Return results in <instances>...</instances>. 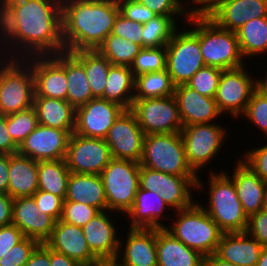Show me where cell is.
<instances>
[{"mask_svg": "<svg viewBox=\"0 0 267 266\" xmlns=\"http://www.w3.org/2000/svg\"><path fill=\"white\" fill-rule=\"evenodd\" d=\"M6 1L18 18L17 59L65 51L61 0Z\"/></svg>", "mask_w": 267, "mask_h": 266, "instance_id": "6da1fadb", "label": "cell"}, {"mask_svg": "<svg viewBox=\"0 0 267 266\" xmlns=\"http://www.w3.org/2000/svg\"><path fill=\"white\" fill-rule=\"evenodd\" d=\"M65 51L97 50L120 13L117 0H61Z\"/></svg>", "mask_w": 267, "mask_h": 266, "instance_id": "7a4b0ae2", "label": "cell"}, {"mask_svg": "<svg viewBox=\"0 0 267 266\" xmlns=\"http://www.w3.org/2000/svg\"><path fill=\"white\" fill-rule=\"evenodd\" d=\"M186 22L199 38L205 66L226 70L245 65L236 32L219 27L209 17H191Z\"/></svg>", "mask_w": 267, "mask_h": 266, "instance_id": "3957f363", "label": "cell"}, {"mask_svg": "<svg viewBox=\"0 0 267 266\" xmlns=\"http://www.w3.org/2000/svg\"><path fill=\"white\" fill-rule=\"evenodd\" d=\"M210 171L207 208L203 209L223 233L246 232L248 216L237 196L233 180L222 170Z\"/></svg>", "mask_w": 267, "mask_h": 266, "instance_id": "277c9868", "label": "cell"}, {"mask_svg": "<svg viewBox=\"0 0 267 266\" xmlns=\"http://www.w3.org/2000/svg\"><path fill=\"white\" fill-rule=\"evenodd\" d=\"M177 213L179 218L164 229L202 256L214 254L223 232L199 202L177 210Z\"/></svg>", "mask_w": 267, "mask_h": 266, "instance_id": "5b68a950", "label": "cell"}, {"mask_svg": "<svg viewBox=\"0 0 267 266\" xmlns=\"http://www.w3.org/2000/svg\"><path fill=\"white\" fill-rule=\"evenodd\" d=\"M140 166L183 177H198L189 166L181 133L145 135Z\"/></svg>", "mask_w": 267, "mask_h": 266, "instance_id": "8992f818", "label": "cell"}, {"mask_svg": "<svg viewBox=\"0 0 267 266\" xmlns=\"http://www.w3.org/2000/svg\"><path fill=\"white\" fill-rule=\"evenodd\" d=\"M0 60V114L6 116L32 107L35 89L31 65L25 59Z\"/></svg>", "mask_w": 267, "mask_h": 266, "instance_id": "52a82bcc", "label": "cell"}, {"mask_svg": "<svg viewBox=\"0 0 267 266\" xmlns=\"http://www.w3.org/2000/svg\"><path fill=\"white\" fill-rule=\"evenodd\" d=\"M139 170L138 162L114 158L102 170L107 210L126 216L139 188Z\"/></svg>", "mask_w": 267, "mask_h": 266, "instance_id": "ba28073f", "label": "cell"}, {"mask_svg": "<svg viewBox=\"0 0 267 266\" xmlns=\"http://www.w3.org/2000/svg\"><path fill=\"white\" fill-rule=\"evenodd\" d=\"M178 30L166 46V70L175 86L186 84L205 66L199 38L190 29Z\"/></svg>", "mask_w": 267, "mask_h": 266, "instance_id": "9c48e42d", "label": "cell"}, {"mask_svg": "<svg viewBox=\"0 0 267 266\" xmlns=\"http://www.w3.org/2000/svg\"><path fill=\"white\" fill-rule=\"evenodd\" d=\"M227 130L218 123H201L184 126L181 138L186 159L192 170L198 174L203 166L211 163L224 144Z\"/></svg>", "mask_w": 267, "mask_h": 266, "instance_id": "30bf717a", "label": "cell"}, {"mask_svg": "<svg viewBox=\"0 0 267 266\" xmlns=\"http://www.w3.org/2000/svg\"><path fill=\"white\" fill-rule=\"evenodd\" d=\"M131 111L145 133H180L183 122L174 95L169 97L134 99Z\"/></svg>", "mask_w": 267, "mask_h": 266, "instance_id": "8fae6325", "label": "cell"}, {"mask_svg": "<svg viewBox=\"0 0 267 266\" xmlns=\"http://www.w3.org/2000/svg\"><path fill=\"white\" fill-rule=\"evenodd\" d=\"M247 71L244 65L222 71L214 97L222 114L228 112L234 119L244 117L242 114L247 108L252 93L257 89V80Z\"/></svg>", "mask_w": 267, "mask_h": 266, "instance_id": "7c38bea8", "label": "cell"}, {"mask_svg": "<svg viewBox=\"0 0 267 266\" xmlns=\"http://www.w3.org/2000/svg\"><path fill=\"white\" fill-rule=\"evenodd\" d=\"M112 159L105 139L71 134L65 158L70 172L100 175Z\"/></svg>", "mask_w": 267, "mask_h": 266, "instance_id": "4fadbf2b", "label": "cell"}, {"mask_svg": "<svg viewBox=\"0 0 267 266\" xmlns=\"http://www.w3.org/2000/svg\"><path fill=\"white\" fill-rule=\"evenodd\" d=\"M145 133L138 124L135 114L125 110L110 127L105 141L112 158L140 161Z\"/></svg>", "mask_w": 267, "mask_h": 266, "instance_id": "5bb4252c", "label": "cell"}, {"mask_svg": "<svg viewBox=\"0 0 267 266\" xmlns=\"http://www.w3.org/2000/svg\"><path fill=\"white\" fill-rule=\"evenodd\" d=\"M126 109L102 98H93L76 108L74 133L84 137L105 139L114 121Z\"/></svg>", "mask_w": 267, "mask_h": 266, "instance_id": "9a60e30c", "label": "cell"}, {"mask_svg": "<svg viewBox=\"0 0 267 266\" xmlns=\"http://www.w3.org/2000/svg\"><path fill=\"white\" fill-rule=\"evenodd\" d=\"M74 131L39 124L18 147V153L35 161L66 158L68 141Z\"/></svg>", "mask_w": 267, "mask_h": 266, "instance_id": "2e32d148", "label": "cell"}, {"mask_svg": "<svg viewBox=\"0 0 267 266\" xmlns=\"http://www.w3.org/2000/svg\"><path fill=\"white\" fill-rule=\"evenodd\" d=\"M34 75V97L67 100L66 67L54 56L25 58Z\"/></svg>", "mask_w": 267, "mask_h": 266, "instance_id": "e0dca14e", "label": "cell"}, {"mask_svg": "<svg viewBox=\"0 0 267 266\" xmlns=\"http://www.w3.org/2000/svg\"><path fill=\"white\" fill-rule=\"evenodd\" d=\"M45 244L50 249L79 262L82 266H92L101 262L88 247L82 227L60 219L55 222L52 234Z\"/></svg>", "mask_w": 267, "mask_h": 266, "instance_id": "ac0fdd59", "label": "cell"}, {"mask_svg": "<svg viewBox=\"0 0 267 266\" xmlns=\"http://www.w3.org/2000/svg\"><path fill=\"white\" fill-rule=\"evenodd\" d=\"M109 210L99 212L86 223L82 229L85 240L91 252L102 262L117 259L120 248V238L117 237V227L109 217Z\"/></svg>", "mask_w": 267, "mask_h": 266, "instance_id": "d6986e66", "label": "cell"}, {"mask_svg": "<svg viewBox=\"0 0 267 266\" xmlns=\"http://www.w3.org/2000/svg\"><path fill=\"white\" fill-rule=\"evenodd\" d=\"M55 220L38 210L32 196L13 199L12 224L16 225L24 237L45 243L51 236Z\"/></svg>", "mask_w": 267, "mask_h": 266, "instance_id": "ffe728a7", "label": "cell"}, {"mask_svg": "<svg viewBox=\"0 0 267 266\" xmlns=\"http://www.w3.org/2000/svg\"><path fill=\"white\" fill-rule=\"evenodd\" d=\"M128 231L125 246L122 245L124 239L120 240L119 252L114 262L119 266H158L156 229L129 228Z\"/></svg>", "mask_w": 267, "mask_h": 266, "instance_id": "44dd1931", "label": "cell"}, {"mask_svg": "<svg viewBox=\"0 0 267 266\" xmlns=\"http://www.w3.org/2000/svg\"><path fill=\"white\" fill-rule=\"evenodd\" d=\"M174 97L177 101L183 127L201 123H214L222 116L215 98L206 97L189 87L187 84L175 86Z\"/></svg>", "mask_w": 267, "mask_h": 266, "instance_id": "7402d4cb", "label": "cell"}, {"mask_svg": "<svg viewBox=\"0 0 267 266\" xmlns=\"http://www.w3.org/2000/svg\"><path fill=\"white\" fill-rule=\"evenodd\" d=\"M208 17L219 27L236 32L252 19L267 17V0H218Z\"/></svg>", "mask_w": 267, "mask_h": 266, "instance_id": "603a6c76", "label": "cell"}, {"mask_svg": "<svg viewBox=\"0 0 267 266\" xmlns=\"http://www.w3.org/2000/svg\"><path fill=\"white\" fill-rule=\"evenodd\" d=\"M263 248L247 232L223 233L214 254L238 266H255Z\"/></svg>", "mask_w": 267, "mask_h": 266, "instance_id": "cb8c5ba5", "label": "cell"}, {"mask_svg": "<svg viewBox=\"0 0 267 266\" xmlns=\"http://www.w3.org/2000/svg\"><path fill=\"white\" fill-rule=\"evenodd\" d=\"M237 161L232 177L226 171L225 173L233 180L243 210L249 217L263 209L265 181L242 159Z\"/></svg>", "mask_w": 267, "mask_h": 266, "instance_id": "d4e9b609", "label": "cell"}, {"mask_svg": "<svg viewBox=\"0 0 267 266\" xmlns=\"http://www.w3.org/2000/svg\"><path fill=\"white\" fill-rule=\"evenodd\" d=\"M169 206L156 192L141 189L137 190L132 208L126 213L130 217L129 228L161 229L165 224L159 220L164 218V209ZM129 215V216H128Z\"/></svg>", "mask_w": 267, "mask_h": 266, "instance_id": "484cf974", "label": "cell"}, {"mask_svg": "<svg viewBox=\"0 0 267 266\" xmlns=\"http://www.w3.org/2000/svg\"><path fill=\"white\" fill-rule=\"evenodd\" d=\"M64 201L86 204L96 208L99 212L106 211L107 200L101 176L71 172Z\"/></svg>", "mask_w": 267, "mask_h": 266, "instance_id": "4316f807", "label": "cell"}, {"mask_svg": "<svg viewBox=\"0 0 267 266\" xmlns=\"http://www.w3.org/2000/svg\"><path fill=\"white\" fill-rule=\"evenodd\" d=\"M156 249L158 266H203L204 256L164 228L156 229Z\"/></svg>", "mask_w": 267, "mask_h": 266, "instance_id": "83f0119b", "label": "cell"}, {"mask_svg": "<svg viewBox=\"0 0 267 266\" xmlns=\"http://www.w3.org/2000/svg\"><path fill=\"white\" fill-rule=\"evenodd\" d=\"M38 191V161L19 153L9 155L10 197L33 196Z\"/></svg>", "mask_w": 267, "mask_h": 266, "instance_id": "f1b7e54d", "label": "cell"}, {"mask_svg": "<svg viewBox=\"0 0 267 266\" xmlns=\"http://www.w3.org/2000/svg\"><path fill=\"white\" fill-rule=\"evenodd\" d=\"M54 56L66 67L67 101L76 109L93 99L84 65L68 51Z\"/></svg>", "mask_w": 267, "mask_h": 266, "instance_id": "f546056e", "label": "cell"}, {"mask_svg": "<svg viewBox=\"0 0 267 266\" xmlns=\"http://www.w3.org/2000/svg\"><path fill=\"white\" fill-rule=\"evenodd\" d=\"M33 107L39 124L60 130L74 131L76 109L67 100L34 97Z\"/></svg>", "mask_w": 267, "mask_h": 266, "instance_id": "4dcf8cb0", "label": "cell"}, {"mask_svg": "<svg viewBox=\"0 0 267 266\" xmlns=\"http://www.w3.org/2000/svg\"><path fill=\"white\" fill-rule=\"evenodd\" d=\"M135 77L131 67L111 65L102 99L131 110L134 101Z\"/></svg>", "mask_w": 267, "mask_h": 266, "instance_id": "1f68e13d", "label": "cell"}, {"mask_svg": "<svg viewBox=\"0 0 267 266\" xmlns=\"http://www.w3.org/2000/svg\"><path fill=\"white\" fill-rule=\"evenodd\" d=\"M201 177H183L164 173L163 192L158 195L175 211L191 206L193 201L192 191L204 188ZM192 188V189H191ZM191 189V190H190Z\"/></svg>", "mask_w": 267, "mask_h": 266, "instance_id": "d6a6232c", "label": "cell"}, {"mask_svg": "<svg viewBox=\"0 0 267 266\" xmlns=\"http://www.w3.org/2000/svg\"><path fill=\"white\" fill-rule=\"evenodd\" d=\"M70 173L65 159L38 161V190L65 200Z\"/></svg>", "mask_w": 267, "mask_h": 266, "instance_id": "836d02e7", "label": "cell"}, {"mask_svg": "<svg viewBox=\"0 0 267 266\" xmlns=\"http://www.w3.org/2000/svg\"><path fill=\"white\" fill-rule=\"evenodd\" d=\"M71 53L84 65L92 96L101 98L111 62L97 50H80Z\"/></svg>", "mask_w": 267, "mask_h": 266, "instance_id": "e575fe53", "label": "cell"}, {"mask_svg": "<svg viewBox=\"0 0 267 266\" xmlns=\"http://www.w3.org/2000/svg\"><path fill=\"white\" fill-rule=\"evenodd\" d=\"M236 35L243 58L267 54V17L246 22Z\"/></svg>", "mask_w": 267, "mask_h": 266, "instance_id": "d590c367", "label": "cell"}, {"mask_svg": "<svg viewBox=\"0 0 267 266\" xmlns=\"http://www.w3.org/2000/svg\"><path fill=\"white\" fill-rule=\"evenodd\" d=\"M174 89L166 69L144 73L135 77L134 99L169 97L174 95Z\"/></svg>", "mask_w": 267, "mask_h": 266, "instance_id": "8d00e7d4", "label": "cell"}, {"mask_svg": "<svg viewBox=\"0 0 267 266\" xmlns=\"http://www.w3.org/2000/svg\"><path fill=\"white\" fill-rule=\"evenodd\" d=\"M141 49L140 45L110 33L97 51L112 65L131 67Z\"/></svg>", "mask_w": 267, "mask_h": 266, "instance_id": "74e56055", "label": "cell"}, {"mask_svg": "<svg viewBox=\"0 0 267 266\" xmlns=\"http://www.w3.org/2000/svg\"><path fill=\"white\" fill-rule=\"evenodd\" d=\"M176 19L157 15L142 24V48L166 47L178 29Z\"/></svg>", "mask_w": 267, "mask_h": 266, "instance_id": "f35d334b", "label": "cell"}, {"mask_svg": "<svg viewBox=\"0 0 267 266\" xmlns=\"http://www.w3.org/2000/svg\"><path fill=\"white\" fill-rule=\"evenodd\" d=\"M17 27H18V18L15 14L13 7L6 0H1L0 1V31H1L0 32V43L1 42L2 43L0 47L4 49L2 50L0 48L1 50L0 54L2 52L4 58L17 59ZM3 44H5V46ZM3 51L6 55L3 53ZM2 54L0 55V58H2Z\"/></svg>", "mask_w": 267, "mask_h": 266, "instance_id": "ab89813d", "label": "cell"}, {"mask_svg": "<svg viewBox=\"0 0 267 266\" xmlns=\"http://www.w3.org/2000/svg\"><path fill=\"white\" fill-rule=\"evenodd\" d=\"M39 125L34 107L6 115V126L12 140L20 146L25 138Z\"/></svg>", "mask_w": 267, "mask_h": 266, "instance_id": "60d3db41", "label": "cell"}, {"mask_svg": "<svg viewBox=\"0 0 267 266\" xmlns=\"http://www.w3.org/2000/svg\"><path fill=\"white\" fill-rule=\"evenodd\" d=\"M164 69H166V47L142 48L131 65L134 77Z\"/></svg>", "mask_w": 267, "mask_h": 266, "instance_id": "b9f144b4", "label": "cell"}, {"mask_svg": "<svg viewBox=\"0 0 267 266\" xmlns=\"http://www.w3.org/2000/svg\"><path fill=\"white\" fill-rule=\"evenodd\" d=\"M222 71L217 67L204 66L186 84L199 94L214 98Z\"/></svg>", "mask_w": 267, "mask_h": 266, "instance_id": "7bdbcfd3", "label": "cell"}, {"mask_svg": "<svg viewBox=\"0 0 267 266\" xmlns=\"http://www.w3.org/2000/svg\"><path fill=\"white\" fill-rule=\"evenodd\" d=\"M242 115L267 136V96L256 89Z\"/></svg>", "mask_w": 267, "mask_h": 266, "instance_id": "ee69618b", "label": "cell"}, {"mask_svg": "<svg viewBox=\"0 0 267 266\" xmlns=\"http://www.w3.org/2000/svg\"><path fill=\"white\" fill-rule=\"evenodd\" d=\"M98 213L99 211L92 206L78 202L64 201L60 220L83 227Z\"/></svg>", "mask_w": 267, "mask_h": 266, "instance_id": "f6af8a7d", "label": "cell"}, {"mask_svg": "<svg viewBox=\"0 0 267 266\" xmlns=\"http://www.w3.org/2000/svg\"><path fill=\"white\" fill-rule=\"evenodd\" d=\"M39 244L35 239L24 237L0 258V266L25 265Z\"/></svg>", "mask_w": 267, "mask_h": 266, "instance_id": "bcb514c9", "label": "cell"}, {"mask_svg": "<svg viewBox=\"0 0 267 266\" xmlns=\"http://www.w3.org/2000/svg\"><path fill=\"white\" fill-rule=\"evenodd\" d=\"M144 6L148 7L157 15L165 17H184L187 21L189 18V10L183 3L188 4L184 0H136ZM184 1V2H183ZM187 9V10H186Z\"/></svg>", "mask_w": 267, "mask_h": 266, "instance_id": "7dc6e473", "label": "cell"}, {"mask_svg": "<svg viewBox=\"0 0 267 266\" xmlns=\"http://www.w3.org/2000/svg\"><path fill=\"white\" fill-rule=\"evenodd\" d=\"M142 33V24L127 19L119 13L113 25L112 34L130 40L142 47Z\"/></svg>", "mask_w": 267, "mask_h": 266, "instance_id": "c3c4849f", "label": "cell"}, {"mask_svg": "<svg viewBox=\"0 0 267 266\" xmlns=\"http://www.w3.org/2000/svg\"><path fill=\"white\" fill-rule=\"evenodd\" d=\"M38 210L58 221L62 214L64 200L46 191L38 190L33 196Z\"/></svg>", "mask_w": 267, "mask_h": 266, "instance_id": "681fc988", "label": "cell"}, {"mask_svg": "<svg viewBox=\"0 0 267 266\" xmlns=\"http://www.w3.org/2000/svg\"><path fill=\"white\" fill-rule=\"evenodd\" d=\"M120 13L127 19L144 24L157 14L136 0H117Z\"/></svg>", "mask_w": 267, "mask_h": 266, "instance_id": "f907efd6", "label": "cell"}, {"mask_svg": "<svg viewBox=\"0 0 267 266\" xmlns=\"http://www.w3.org/2000/svg\"><path fill=\"white\" fill-rule=\"evenodd\" d=\"M245 153L242 161L263 181H267V144L250 151L247 150Z\"/></svg>", "mask_w": 267, "mask_h": 266, "instance_id": "816d5d0a", "label": "cell"}, {"mask_svg": "<svg viewBox=\"0 0 267 266\" xmlns=\"http://www.w3.org/2000/svg\"><path fill=\"white\" fill-rule=\"evenodd\" d=\"M246 232L261 245L267 247V210L261 209L248 218Z\"/></svg>", "mask_w": 267, "mask_h": 266, "instance_id": "f5cc1de1", "label": "cell"}, {"mask_svg": "<svg viewBox=\"0 0 267 266\" xmlns=\"http://www.w3.org/2000/svg\"><path fill=\"white\" fill-rule=\"evenodd\" d=\"M164 173L140 166L139 187L156 193L163 192Z\"/></svg>", "mask_w": 267, "mask_h": 266, "instance_id": "db71d44e", "label": "cell"}, {"mask_svg": "<svg viewBox=\"0 0 267 266\" xmlns=\"http://www.w3.org/2000/svg\"><path fill=\"white\" fill-rule=\"evenodd\" d=\"M23 238L24 235L16 225L0 227V258Z\"/></svg>", "mask_w": 267, "mask_h": 266, "instance_id": "11a10c76", "label": "cell"}, {"mask_svg": "<svg viewBox=\"0 0 267 266\" xmlns=\"http://www.w3.org/2000/svg\"><path fill=\"white\" fill-rule=\"evenodd\" d=\"M18 147L7 131L6 116L0 114V154L18 153Z\"/></svg>", "mask_w": 267, "mask_h": 266, "instance_id": "9f6ffc18", "label": "cell"}, {"mask_svg": "<svg viewBox=\"0 0 267 266\" xmlns=\"http://www.w3.org/2000/svg\"><path fill=\"white\" fill-rule=\"evenodd\" d=\"M197 5L189 9V18L191 17H208L217 7L218 0H187ZM200 5V6H199Z\"/></svg>", "mask_w": 267, "mask_h": 266, "instance_id": "6f0895ef", "label": "cell"}, {"mask_svg": "<svg viewBox=\"0 0 267 266\" xmlns=\"http://www.w3.org/2000/svg\"><path fill=\"white\" fill-rule=\"evenodd\" d=\"M26 266H50V248L40 243L30 255Z\"/></svg>", "mask_w": 267, "mask_h": 266, "instance_id": "680465c9", "label": "cell"}, {"mask_svg": "<svg viewBox=\"0 0 267 266\" xmlns=\"http://www.w3.org/2000/svg\"><path fill=\"white\" fill-rule=\"evenodd\" d=\"M13 198L0 193V227L12 224Z\"/></svg>", "mask_w": 267, "mask_h": 266, "instance_id": "91938a15", "label": "cell"}, {"mask_svg": "<svg viewBox=\"0 0 267 266\" xmlns=\"http://www.w3.org/2000/svg\"><path fill=\"white\" fill-rule=\"evenodd\" d=\"M9 154H0V193L8 194Z\"/></svg>", "mask_w": 267, "mask_h": 266, "instance_id": "94428289", "label": "cell"}, {"mask_svg": "<svg viewBox=\"0 0 267 266\" xmlns=\"http://www.w3.org/2000/svg\"><path fill=\"white\" fill-rule=\"evenodd\" d=\"M50 266H82L70 257L50 249Z\"/></svg>", "mask_w": 267, "mask_h": 266, "instance_id": "6125c7cd", "label": "cell"}, {"mask_svg": "<svg viewBox=\"0 0 267 266\" xmlns=\"http://www.w3.org/2000/svg\"><path fill=\"white\" fill-rule=\"evenodd\" d=\"M203 266H238V265L221 260L215 254H212L204 257Z\"/></svg>", "mask_w": 267, "mask_h": 266, "instance_id": "be15d7a7", "label": "cell"}, {"mask_svg": "<svg viewBox=\"0 0 267 266\" xmlns=\"http://www.w3.org/2000/svg\"><path fill=\"white\" fill-rule=\"evenodd\" d=\"M266 77L264 78H257V89L261 91L265 96H267V71H266Z\"/></svg>", "mask_w": 267, "mask_h": 266, "instance_id": "e7e4bbea", "label": "cell"}, {"mask_svg": "<svg viewBox=\"0 0 267 266\" xmlns=\"http://www.w3.org/2000/svg\"><path fill=\"white\" fill-rule=\"evenodd\" d=\"M255 266H267V247L262 249L260 258Z\"/></svg>", "mask_w": 267, "mask_h": 266, "instance_id": "03108f58", "label": "cell"}, {"mask_svg": "<svg viewBox=\"0 0 267 266\" xmlns=\"http://www.w3.org/2000/svg\"><path fill=\"white\" fill-rule=\"evenodd\" d=\"M263 209H266L267 210V181H265V187H264Z\"/></svg>", "mask_w": 267, "mask_h": 266, "instance_id": "003e7915", "label": "cell"}, {"mask_svg": "<svg viewBox=\"0 0 267 266\" xmlns=\"http://www.w3.org/2000/svg\"><path fill=\"white\" fill-rule=\"evenodd\" d=\"M92 266H111V262H100L98 264L92 265Z\"/></svg>", "mask_w": 267, "mask_h": 266, "instance_id": "a7ac6f4b", "label": "cell"}, {"mask_svg": "<svg viewBox=\"0 0 267 266\" xmlns=\"http://www.w3.org/2000/svg\"><path fill=\"white\" fill-rule=\"evenodd\" d=\"M111 266H119V265L116 264L114 261H111Z\"/></svg>", "mask_w": 267, "mask_h": 266, "instance_id": "89a4df30", "label": "cell"}]
</instances>
